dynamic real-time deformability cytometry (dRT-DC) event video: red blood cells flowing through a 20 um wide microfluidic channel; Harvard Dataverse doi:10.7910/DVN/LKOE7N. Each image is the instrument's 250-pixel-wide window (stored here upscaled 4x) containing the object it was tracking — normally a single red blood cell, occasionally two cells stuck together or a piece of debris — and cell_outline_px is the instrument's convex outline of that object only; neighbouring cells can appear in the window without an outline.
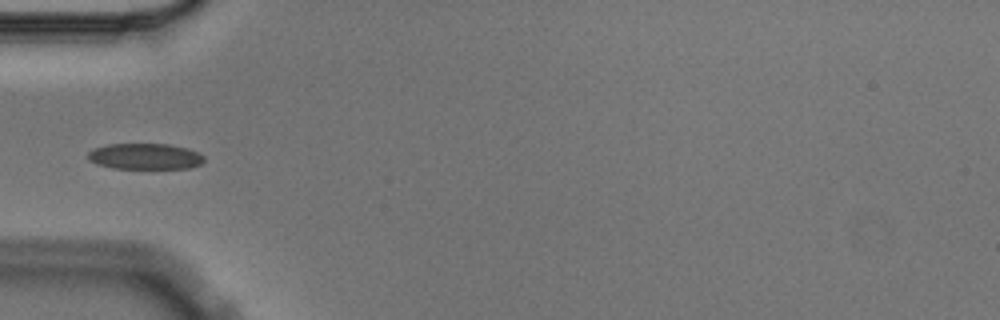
{"species": "Egyptian fruit bat (a non-hibernating species)", "species_latin": "Rousettus aegyptiacus", "temperature_condition": "cold", "stored_images_in_passage": 4, "camera_frame_rate_fps": 3000, "um_per_image_px": 0.085, "animal": {"sex": "male"}, "frame": {"image": 1, "passage_image": 4, "time_ms": 1.0, "image_size_px": [1000, 320], "cell_outline_px": [[204, 160], [200, 164], [192, 168], [112, 168], [96, 164], [88, 160], [88, 152], [92, 148], [108, 144], [168, 144], [188, 148], [204, 156]], "centroid_in_image_um": [12.3, 13.29], "position_along_channel_um": 72.7, "area_um2": 17.63}}